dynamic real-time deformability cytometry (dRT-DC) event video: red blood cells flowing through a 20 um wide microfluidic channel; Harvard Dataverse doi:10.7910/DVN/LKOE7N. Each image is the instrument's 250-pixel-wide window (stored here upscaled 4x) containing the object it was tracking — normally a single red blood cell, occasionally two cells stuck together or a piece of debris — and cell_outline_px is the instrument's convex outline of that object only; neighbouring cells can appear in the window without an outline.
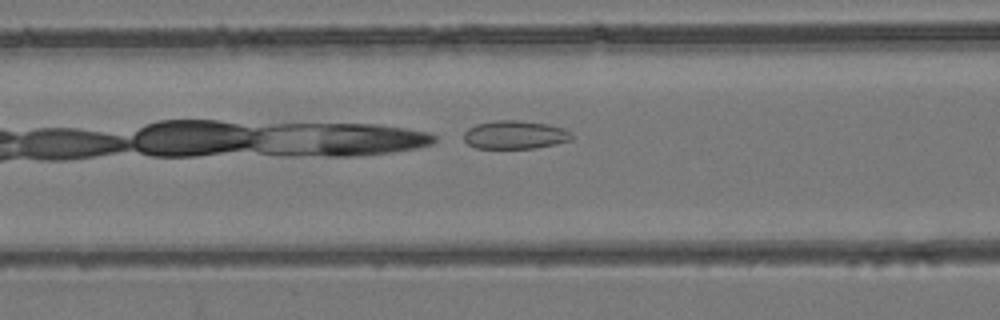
{"species": "common noctule bat (a hibernating species)", "species_latin": "Nyctalus noctula", "temperature_condition": "room temperature", "stored_images_in_passage": 6, "camera_frame_rate_fps": 3000, "um_per_image_px": 0.085, "animal": {"sex": "female", "body_mass_g": 24.6, "forearm_length_mm": 56.2}, "frame": {"image": 1, "passage_image": 6, "time_ms": 6.667, "image_size_px": [1000, 320], "cell_outline_px": [[576, 136], [572, 140], [556, 144], [536, 148], [476, 148], [468, 144], [464, 140], [464, 132], [468, 128], [476, 124], [492, 120], [516, 120], [548, 124], [564, 128], [572, 132]], "centroid_in_image_um": [43.81, 11.45], "position_along_channel_um": 122.8, "area_um2": 18.09}}